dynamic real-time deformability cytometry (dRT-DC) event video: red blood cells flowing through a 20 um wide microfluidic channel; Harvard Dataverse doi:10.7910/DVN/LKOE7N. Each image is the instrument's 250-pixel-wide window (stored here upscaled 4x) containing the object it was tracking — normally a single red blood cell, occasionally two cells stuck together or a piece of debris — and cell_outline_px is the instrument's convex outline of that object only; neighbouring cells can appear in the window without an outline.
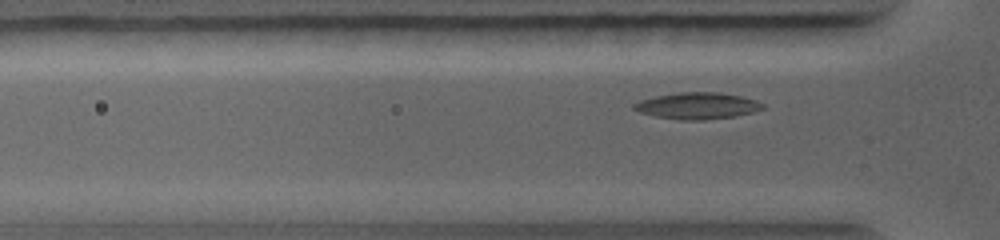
{"species": "common noctule bat (a hibernating species)", "species_latin": "Nyctalus noctula", "temperature_condition": "warm", "stored_images_in_passage": 57, "segment_of_instrument_passage": [1, 2], "camera_frame_rate_fps": 5000, "um_per_image_px": 0.085, "animal": {"sex": "female", "body_mass_g": 19.0, "forearm_length_mm": 56.7}, "frame": {"image": 1, "passage_image": 15, "time_ms": 2.4, "image_size_px": [1000, 240], "cell_outline_px": [[764, 108], [752, 112], [736, 116], [700, 120], [680, 120], [656, 116], [640, 112], [632, 108], [632, 104], [640, 100], [656, 96], [680, 92], [720, 92], [740, 96], [756, 100], [764, 104]], "centroid_in_image_um": [59.27, 8.99], "position_along_channel_um": 66.5, "area_um2": 19.83}}
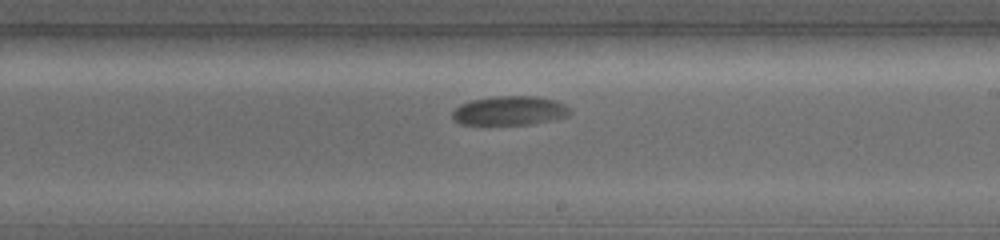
{"frame": {"image": 2, "passage_image": 34, "time_ms": 6.2, "image_size_px": [1000, 240], "cell_outline_px": [[572, 112], [568, 116], [528, 124], [460, 124], [452, 116], [452, 112], [460, 104], [472, 100], [496, 96], [536, 96], [556, 100], [572, 108]], "centroid_in_image_um": [43.36, 9.39], "position_along_channel_um": 245.6, "area_um2": 19.83}}
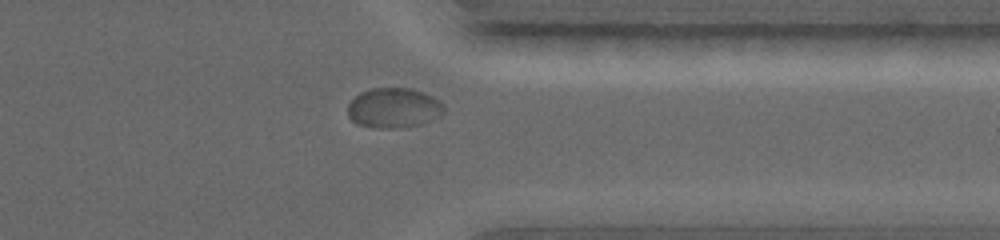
{"frame": {"image": 3, "passage_image": 51, "time_ms": 9.0, "image_size_px": [1000, 240], "cell_outline_px": [[444, 112], [440, 116], [424, 124], [408, 128], [372, 128], [356, 124], [348, 116], [348, 104], [360, 92], [368, 88], [412, 88], [424, 92], [440, 100], [444, 104]], "centroid_in_image_um": [33.49, 9.19], "position_along_channel_um": 377.9, "area_um2": 23.0}}